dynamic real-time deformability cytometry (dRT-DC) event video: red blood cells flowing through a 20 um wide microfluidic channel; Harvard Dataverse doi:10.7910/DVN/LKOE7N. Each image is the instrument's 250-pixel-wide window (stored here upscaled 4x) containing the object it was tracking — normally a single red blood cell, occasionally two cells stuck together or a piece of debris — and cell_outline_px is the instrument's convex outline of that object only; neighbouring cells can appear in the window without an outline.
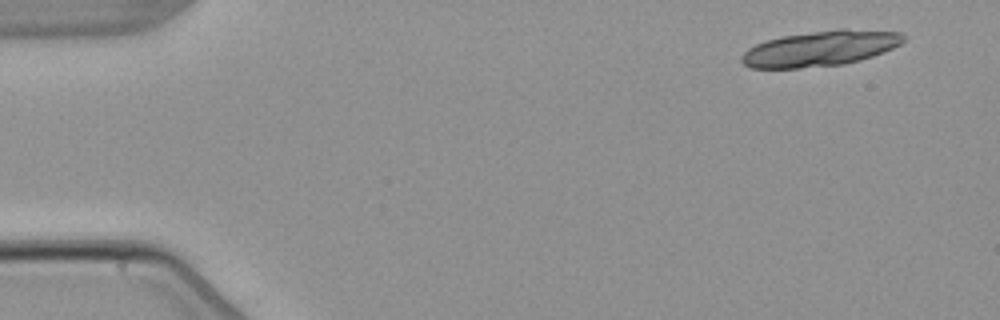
{"species": "common noctule bat (a hibernating species)", "species_latin": "Nyctalus noctula", "temperature_condition": "warm", "stored_images_in_passage": 6, "segment_of_instrument_passage": [1, 2], "camera_frame_rate_fps": 3000, "um_per_image_px": 0.085, "animal": {"sex": "male", "body_mass_g": 21.5, "forearm_length_mm": 52.0}, "frame": {"image": 1, "passage_image": 1, "time_ms": 0.0, "image_size_px": [1000, 320], "cell_outline_px": [[908, 40], [884, 52], [860, 60], [844, 64], [800, 68], [748, 68], [740, 60], [740, 56], [748, 48], [764, 40], [780, 36], [840, 28], [844, 28], [900, 32], [908, 36]], "centroid_in_image_um": [69.74, 4.11], "position_along_channel_um": 15.3, "area_um2": 33.81}}